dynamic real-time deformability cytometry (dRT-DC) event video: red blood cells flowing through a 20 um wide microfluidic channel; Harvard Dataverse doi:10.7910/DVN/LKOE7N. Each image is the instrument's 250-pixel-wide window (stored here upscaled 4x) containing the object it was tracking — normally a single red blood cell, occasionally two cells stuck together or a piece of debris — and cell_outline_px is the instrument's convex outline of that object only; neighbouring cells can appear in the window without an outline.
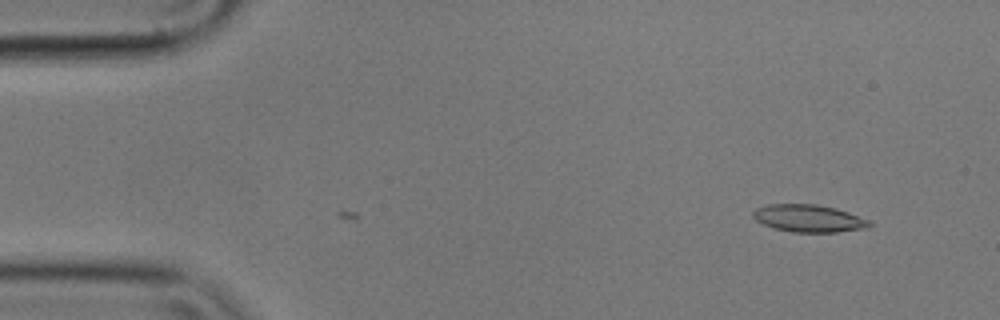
{"species": "common noctule bat (a hibernating species)", "species_latin": "Nyctalus noctula", "temperature_condition": "cold", "stored_images_in_passage": 8, "camera_frame_rate_fps": 3000, "um_per_image_px": 0.085, "animal": {"sex": "male", "body_mass_g": 17.9}, "frame": {"image": 1, "passage_image": 8, "time_ms": 2.333, "image_size_px": [1000, 320], "cell_outline_px": [[872, 224], [868, 228], [836, 232], [792, 232], [772, 228], [756, 220], [752, 216], [752, 212], [756, 208], [768, 204], [816, 204], [836, 208], [848, 212], [868, 220]], "centroid_in_image_um": [68.72, 18.56], "position_along_channel_um": 16.3, "area_um2": 18.61}}